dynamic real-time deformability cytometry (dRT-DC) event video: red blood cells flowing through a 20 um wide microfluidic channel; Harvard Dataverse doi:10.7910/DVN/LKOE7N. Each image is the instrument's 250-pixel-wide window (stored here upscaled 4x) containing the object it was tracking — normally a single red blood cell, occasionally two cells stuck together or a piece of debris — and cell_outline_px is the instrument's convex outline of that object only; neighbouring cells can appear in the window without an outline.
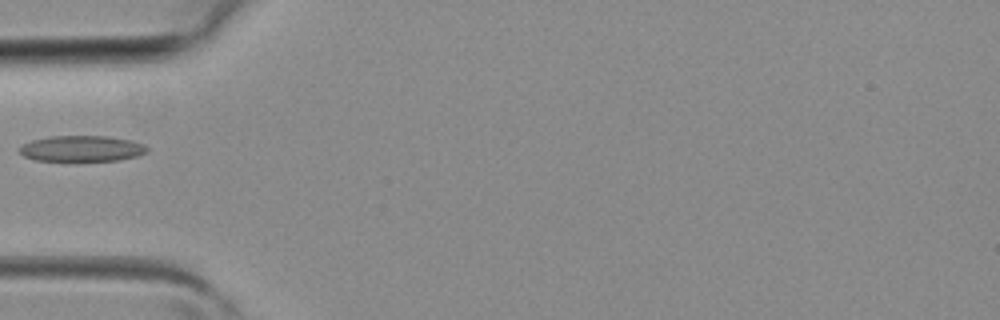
{"species": "common noctule bat (a hibernating species)", "species_latin": "Nyctalus noctula", "temperature_condition": "room temperature", "stored_images_in_passage": 2, "camera_frame_rate_fps": 3000, "um_per_image_px": 0.085, "animal": {"sex": "female", "body_mass_g": 19.3, "forearm_length_mm": 54.1}, "frame": {"image": 1, "passage_image": 2, "time_ms": 0.333, "image_size_px": [1000, 320], "cell_outline_px": [[148, 152], [136, 156], [120, 160], [36, 160], [24, 156], [20, 152], [20, 148], [24, 144], [32, 140], [48, 136], [104, 136], [132, 140], [144, 144], [148, 148]], "centroid_in_image_um": [6.99, 12.62], "position_along_channel_um": 78.0, "area_um2": 19.02}}